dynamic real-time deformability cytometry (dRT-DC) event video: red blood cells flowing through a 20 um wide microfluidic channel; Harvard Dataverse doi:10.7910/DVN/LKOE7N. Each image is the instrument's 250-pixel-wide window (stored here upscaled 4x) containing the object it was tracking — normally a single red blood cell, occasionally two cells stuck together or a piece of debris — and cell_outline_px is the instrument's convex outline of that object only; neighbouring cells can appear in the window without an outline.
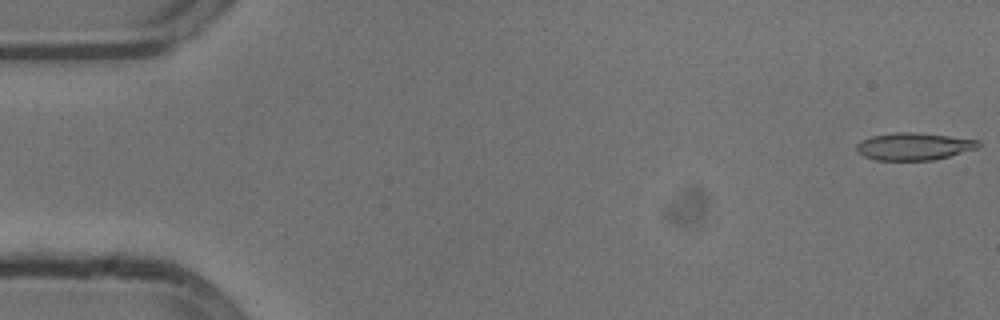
{"species": "common noctule bat (a hibernating species)", "species_latin": "Nyctalus noctula", "temperature_condition": "cold", "stored_images_in_passage": 54, "camera_frame_rate_fps": 3000, "um_per_image_px": 0.085, "animal": {"sex": "male", "body_mass_g": 13.3}, "frame": {"image": 1, "passage_image": 1, "time_ms": 0.0, "image_size_px": [1000, 320], "cell_outline_px": [[980, 148], [932, 160], [876, 160], [864, 156], [856, 148], [856, 144], [872, 136], [896, 132], [908, 132], [948, 136], [980, 140]], "centroid_in_image_um": [77.71, 12.45], "position_along_channel_um": 7.3, "area_um2": 19.13}}
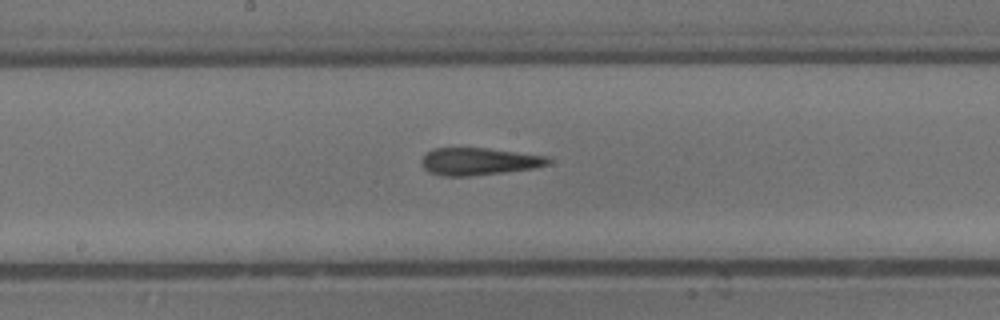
{"frame": {"image": 2, "passage_image": 28, "time_ms": 9.0, "image_size_px": [1000, 320], "cell_outline_px": [[552, 160], [548, 164], [532, 168], [504, 172], [468, 176], [444, 176], [428, 172], [420, 164], [420, 160], [432, 148], [488, 148], [548, 156]], "centroid_in_image_um": [40.67, 13.72], "position_along_channel_um": 207.5, "area_um2": 20.17}}
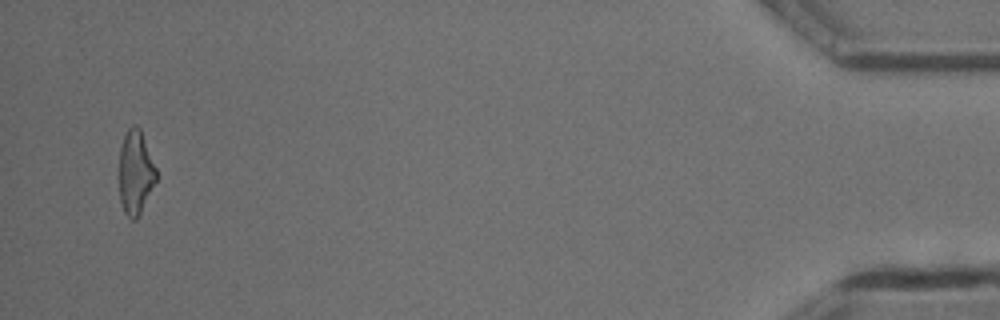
{"frame": {"image": 3, "passage_image": 52, "time_ms": 17.0, "image_size_px": [1000, 320], "cell_outline_px": [[156, 180], [136, 220], [132, 220], [124, 212], [120, 200], [120, 148], [124, 136], [128, 128], [132, 124], [136, 124], [140, 128], [156, 168]], "centroid_in_image_um": [11.51, 14.62], "position_along_channel_um": 423.7, "area_um2": 17.8}, "authors_computed_cell_mechanics": {"area_um2": 19.6809, "velocity_mm_per_s": 3.8233, "shape_relaxation_time_tau1_ms": 6.3958, "shape_relaxation_time_tau2_ms": 5.8035, "deformation_change_tau1": 0.2294, "deformation_change_tau2": 0.1909}}